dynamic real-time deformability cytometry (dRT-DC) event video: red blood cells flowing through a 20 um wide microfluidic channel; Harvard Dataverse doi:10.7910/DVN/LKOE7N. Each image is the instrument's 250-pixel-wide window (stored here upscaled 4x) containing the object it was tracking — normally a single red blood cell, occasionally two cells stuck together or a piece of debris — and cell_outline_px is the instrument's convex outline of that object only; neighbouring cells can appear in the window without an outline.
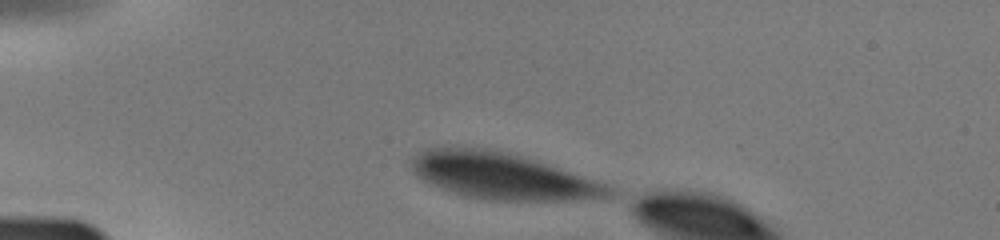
{"species": "human", "species_latin": "Homo sapiens", "temperature_condition": "warm", "stored_images_in_passage": 3, "camera_frame_rate_fps": 3000, "um_per_image_px": 0.085, "donor": {"sex": "male"}, "frame": {"image": 1, "passage_image": 1, "time_ms": 0.0, "image_size_px": [1000, 240], "cell_outline_px": [[616, 192], [612, 196], [572, 200], [488, 200], [464, 196], [440, 188], [416, 176], [412, 172], [412, 156], [424, 148], [456, 144], [460, 144], [488, 148], [528, 156], [608, 184]], "centroid_in_image_um": [42.67, 14.91], "position_along_channel_um": 42.3, "area_um2": 54.74}}